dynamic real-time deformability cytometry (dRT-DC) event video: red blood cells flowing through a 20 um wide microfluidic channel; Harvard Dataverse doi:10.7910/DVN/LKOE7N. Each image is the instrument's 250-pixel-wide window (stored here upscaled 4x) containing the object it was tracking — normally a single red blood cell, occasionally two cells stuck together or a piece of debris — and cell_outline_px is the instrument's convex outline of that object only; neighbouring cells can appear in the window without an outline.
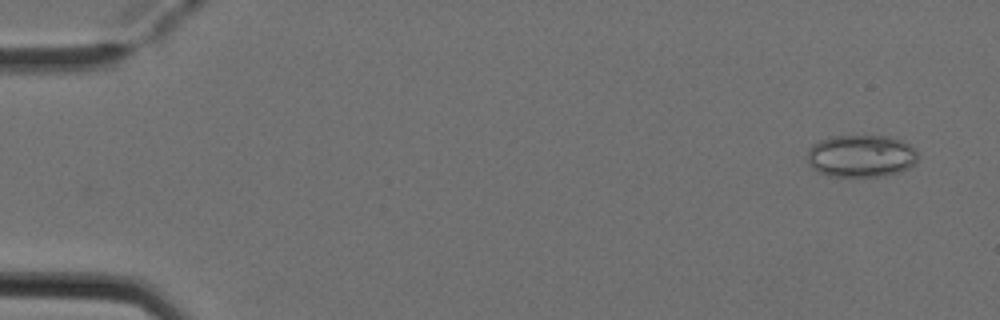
{"species": "Egyptian fruit bat (a non-hibernating species)", "species_latin": "Rousettus aegyptiacus", "temperature_condition": "cold", "stored_images_in_passage": 7, "camera_frame_rate_fps": 3000, "um_per_image_px": 0.085, "animal": {"sex": "female"}, "frame": {"image": 1, "passage_image": 1, "time_ms": 0.0, "image_size_px": [1000, 320], "cell_outline_px": [[916, 164], [900, 172], [884, 176], [828, 176], [812, 168], [808, 164], [808, 148], [812, 144], [828, 136], [888, 136], [900, 140], [908, 144], [916, 152]], "centroid_in_image_um": [73.16, 13.26], "position_along_channel_um": 11.8, "area_um2": 27.34}}
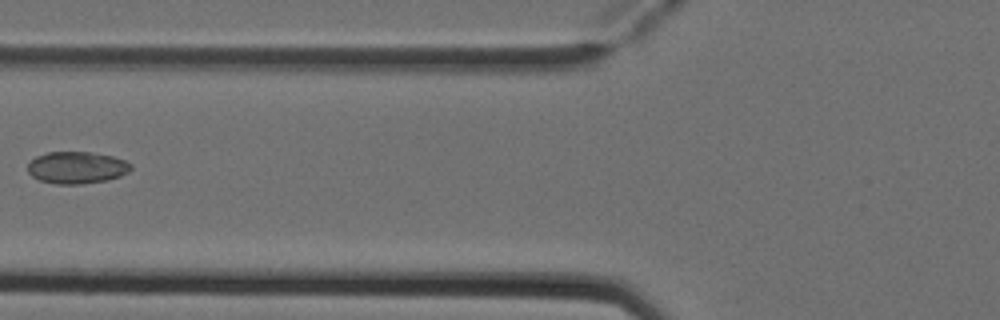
{"frame": {"image": 2, "passage_image": 6, "time_ms": 1.667, "image_size_px": [1000, 320], "cell_outline_px": [[132, 168], [128, 172], [120, 176], [108, 180], [80, 184], [56, 184], [40, 180], [32, 176], [28, 172], [28, 164], [36, 156], [48, 152], [92, 152], [112, 156], [124, 160], [132, 164]], "centroid_in_image_um": [6.54, 14.24], "position_along_channel_um": 119.3, "area_um2": 19.25}}
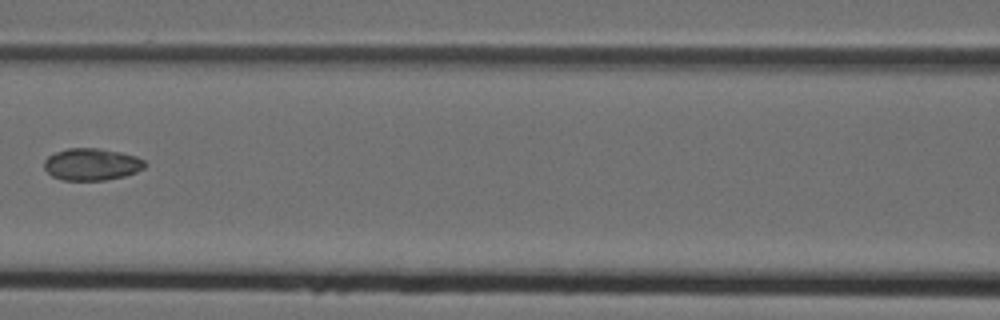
{"frame": {"image": 3, "passage_image": 7, "time_ms": 2.0, "image_size_px": [1000, 320], "cell_outline_px": [[148, 164], [144, 168], [136, 172], [124, 176], [104, 180], [64, 180], [52, 176], [44, 168], [44, 160], [48, 156], [56, 152], [68, 148], [100, 148], [120, 152], [136, 156], [144, 160]], "centroid_in_image_um": [7.81, 13.96], "position_along_channel_um": 158.8, "area_um2": 18.84}}